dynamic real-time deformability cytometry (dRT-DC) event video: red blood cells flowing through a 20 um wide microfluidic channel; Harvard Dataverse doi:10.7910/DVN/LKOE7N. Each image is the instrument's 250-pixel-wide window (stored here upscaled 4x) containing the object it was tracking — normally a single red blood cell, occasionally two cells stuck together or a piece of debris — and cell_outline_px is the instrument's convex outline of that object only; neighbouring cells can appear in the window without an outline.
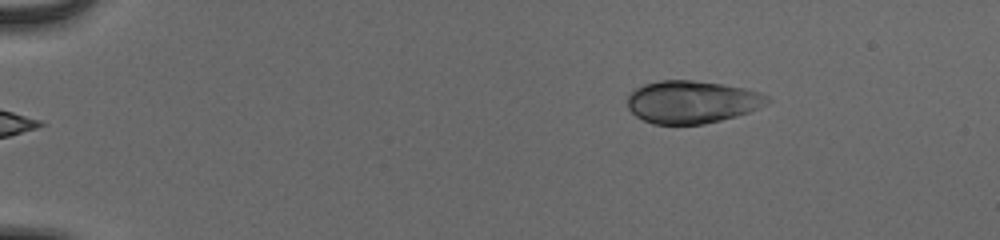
{"species": "human", "species_latin": "Homo sapiens", "temperature_condition": "cold", "stored_images_in_passage": 46, "camera_frame_rate_fps": 3000, "um_per_image_px": 0.085, "donor": {"sex": "male"}, "frame": {"image": 1, "passage_image": 1, "time_ms": 0.0, "image_size_px": [1000, 240], "cell_outline_px": [[772, 100], [768, 104], [748, 112], [736, 116], [704, 124], [652, 124], [636, 116], [628, 108], [628, 96], [636, 88], [644, 84], [660, 80], [692, 80], [720, 84], [744, 88], [760, 92], [768, 96]], "centroid_in_image_um": [58.83, 8.66], "position_along_channel_um": 26.2, "area_um2": 34.68}}
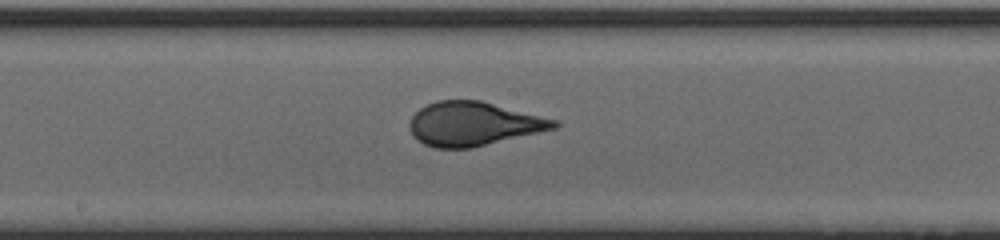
{"frame": {"image": 2, "passage_image": 23, "time_ms": 7.333, "image_size_px": [1000, 240], "cell_outline_px": [[560, 124], [556, 128], [540, 132], [472, 148], [432, 148], [416, 140], [412, 136], [408, 128], [408, 124], [412, 116], [420, 108], [436, 100], [480, 100], [556, 120]], "centroid_in_image_um": [40.19, 10.54], "position_along_channel_um": 208.0, "area_um2": 36.99}}
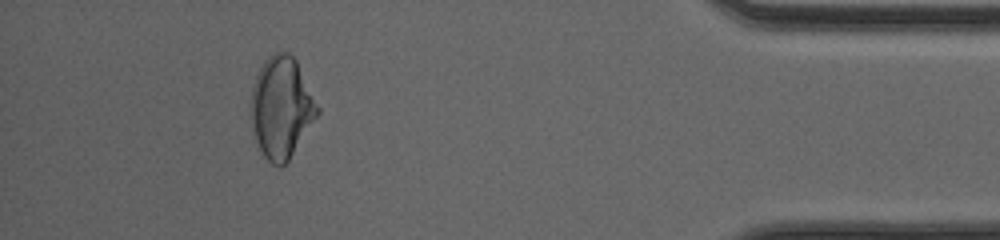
{"frame": {"image": 3, "passage_image": 42, "time_ms": 13.667, "image_size_px": [1000, 240], "cell_outline_px": [[320, 112], [288, 160], [280, 168], [272, 164], [264, 156], [256, 140], [252, 128], [248, 112], [252, 84], [264, 60], [268, 56], [276, 52], [288, 52], [296, 60], [320, 108]], "centroid_in_image_um": [23.88, 9.13], "position_along_channel_um": 411.3, "area_um2": 39.48}, "authors_computed_cell_mechanics": {"area_um2": 36.6452, "velocity_mm_per_s": 3.8986, "shape_relaxation_time_tau1_ms": 4.3115, "shape_relaxation_time_tau2_ms": null, "deformation_change_tau1": 0.1625, "deformation_change_tau2": null}}